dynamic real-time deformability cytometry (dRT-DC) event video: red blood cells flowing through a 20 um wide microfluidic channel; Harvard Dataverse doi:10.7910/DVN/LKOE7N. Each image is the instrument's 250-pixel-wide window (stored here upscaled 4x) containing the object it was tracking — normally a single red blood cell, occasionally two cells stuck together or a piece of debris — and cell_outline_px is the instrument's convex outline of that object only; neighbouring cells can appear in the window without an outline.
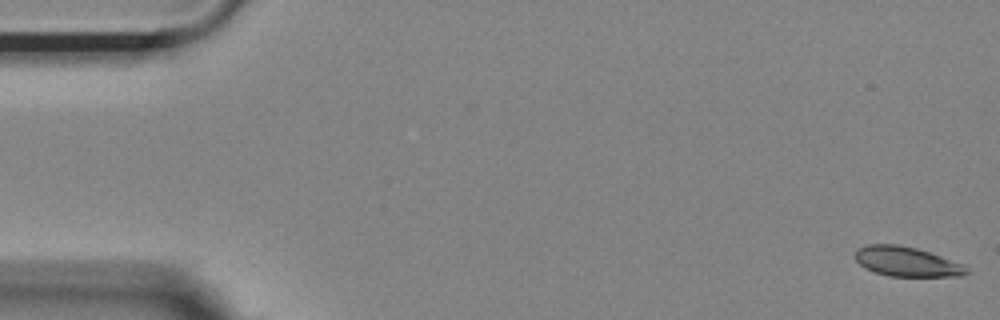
{"species": "Egyptian fruit bat (a non-hibernating species)", "species_latin": "Rousettus aegyptiacus", "temperature_condition": "room temperature", "stored_images_in_passage": 38, "camera_frame_rate_fps": 3000, "um_per_image_px": 0.085, "animal": {"sex": "female"}, "frame": {"image": 1, "passage_image": 1, "time_ms": 0.0, "image_size_px": [1000, 320], "cell_outline_px": [[968, 272], [964, 276], [888, 276], [864, 268], [856, 260], [856, 252], [860, 248], [868, 244], [896, 244], [916, 248], [940, 256], [960, 264], [968, 268]], "centroid_in_image_um": [77.05, 22.24], "position_along_channel_um": 7.9, "area_um2": 18.9}}